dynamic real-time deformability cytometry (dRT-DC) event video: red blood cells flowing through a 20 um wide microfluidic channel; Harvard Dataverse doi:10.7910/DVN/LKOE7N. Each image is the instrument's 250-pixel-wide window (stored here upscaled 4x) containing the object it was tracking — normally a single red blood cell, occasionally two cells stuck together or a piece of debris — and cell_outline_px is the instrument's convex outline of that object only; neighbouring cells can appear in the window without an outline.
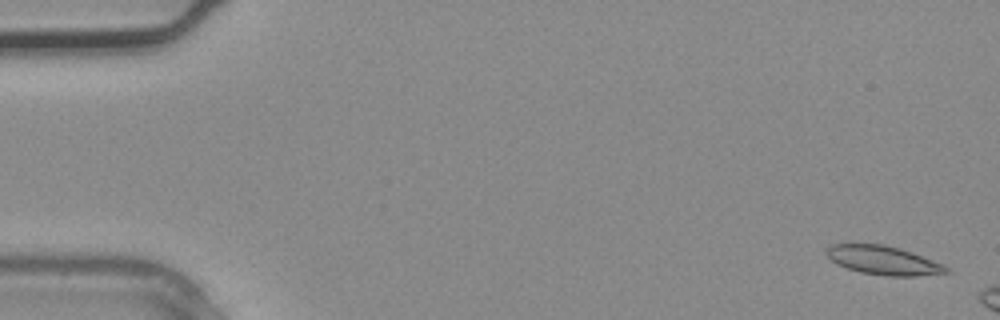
{"species": "common noctule bat (a hibernating species)", "species_latin": "Nyctalus noctula", "temperature_condition": "warm", "stored_images_in_passage": 4, "segment_of_instrument_passage": [2, 2], "camera_frame_rate_fps": 3000, "um_per_image_px": 0.085, "animal": {"sex": "male", "body_mass_g": 20.4}, "frame": {"image": 1, "passage_image": 4, "time_ms": 1.0, "image_size_px": [1000, 320], "cell_outline_px": [[952, 272], [916, 276], [888, 276], [860, 272], [836, 264], [824, 252], [828, 244], [884, 244], [900, 248], [912, 252], [944, 264]], "centroid_in_image_um": [75.08, 22.12], "position_along_channel_um": 9.9, "area_um2": 20.23}}